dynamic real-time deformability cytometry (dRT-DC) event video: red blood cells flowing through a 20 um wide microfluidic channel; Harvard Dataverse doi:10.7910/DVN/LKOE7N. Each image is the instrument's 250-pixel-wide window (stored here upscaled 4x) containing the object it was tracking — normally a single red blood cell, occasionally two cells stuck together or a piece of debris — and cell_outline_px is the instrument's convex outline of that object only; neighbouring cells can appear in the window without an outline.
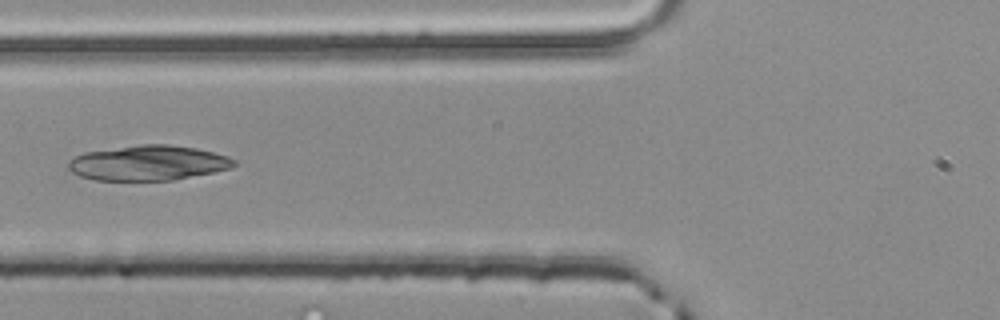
{"species": "common noctule bat (a hibernating species)", "species_latin": "Nyctalus noctula", "temperature_condition": "room temperature", "stored_images_in_passage": 4, "camera_frame_rate_fps": 3000, "um_per_image_px": 0.085, "animal": {"sex": "male", "body_mass_g": 20.4}, "frame": {"image": 1, "passage_image": 4, "time_ms": 1.0, "image_size_px": [1000, 320], "cell_outline_px": [[236, 164], [232, 168], [172, 180], [92, 180], [80, 176], [72, 172], [68, 168], [68, 160], [84, 152], [140, 144], [168, 144], [196, 148], [228, 156], [236, 160]], "centroid_in_image_um": [12.58, 13.84], "position_along_channel_um": 113.2, "area_um2": 33.81}}